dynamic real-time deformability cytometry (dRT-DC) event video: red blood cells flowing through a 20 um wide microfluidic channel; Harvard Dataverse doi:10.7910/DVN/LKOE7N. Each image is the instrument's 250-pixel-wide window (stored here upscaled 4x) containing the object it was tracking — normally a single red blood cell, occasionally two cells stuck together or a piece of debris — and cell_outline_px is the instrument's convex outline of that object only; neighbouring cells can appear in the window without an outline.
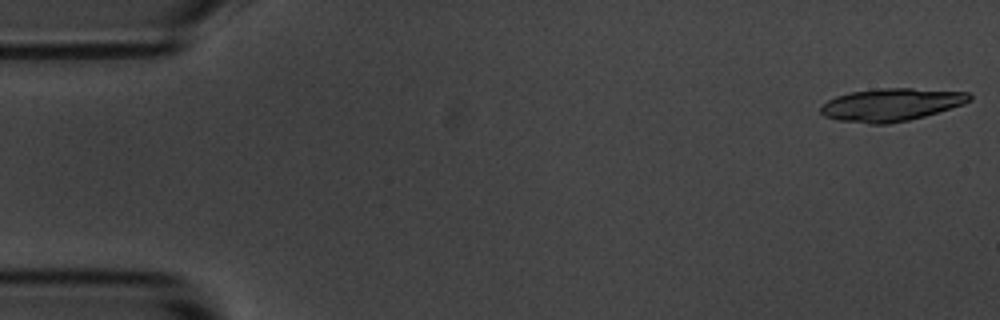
{"species": "common noctule bat (a hibernating species)", "species_latin": "Nyctalus noctula", "temperature_condition": "room temperature", "stored_images_in_passage": 11, "camera_frame_rate_fps": 3000, "um_per_image_px": 0.085, "animal": {"sex": "male", "body_mass_g": 20.1, "forearm_length_mm": 53.5}, "frame": {"image": 1, "passage_image": 1, "time_ms": 0.0, "image_size_px": [1000, 320], "cell_outline_px": [[972, 100], [964, 104], [924, 116], [908, 120], [888, 124], [868, 124], [836, 120], [824, 116], [820, 112], [820, 104], [836, 96], [848, 92], [880, 88], [912, 88], [968, 92], [972, 96]], "centroid_in_image_um": [75.72, 8.9], "position_along_channel_um": 9.3, "area_um2": 28.61}}
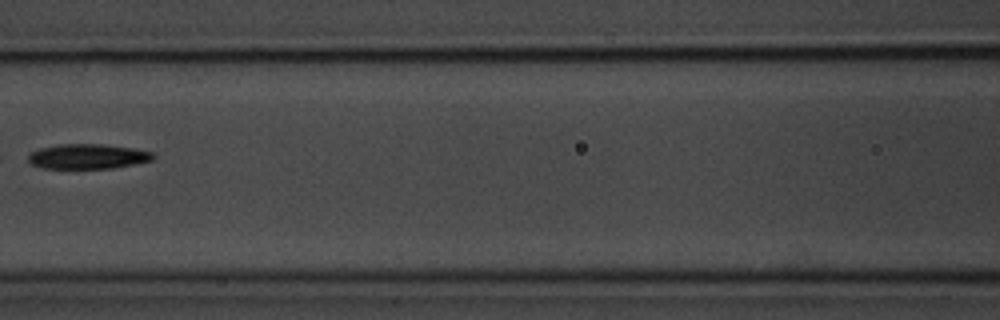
{"frame": {"image": 2, "passage_image": 7, "time_ms": 7.667, "image_size_px": [1000, 320], "cell_outline_px": [[156, 156], [152, 160], [112, 168], [44, 168], [32, 164], [28, 160], [28, 156], [32, 152], [40, 148], [60, 144], [100, 144], [132, 148], [152, 152]], "centroid_in_image_um": [7.46, 13.29], "position_along_channel_um": 159.1, "area_um2": 17.86}}
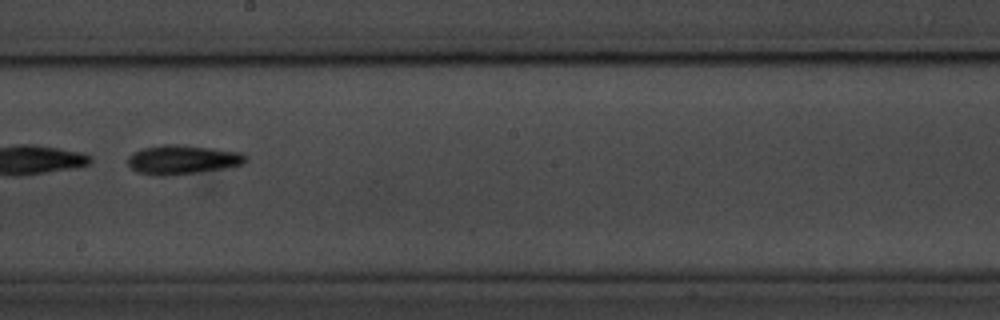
{"frame": {"image": 3, "passage_image": 9, "time_ms": 9.667, "image_size_px": [1000, 320], "cell_outline_px": [[248, 160], [244, 164], [224, 168], [168, 176], [156, 176], [136, 172], [128, 164], [128, 156], [132, 152], [144, 148], [164, 144], [180, 144], [212, 148], [240, 152], [248, 156]], "centroid_in_image_um": [15.51, 13.57], "position_along_channel_um": 232.7, "area_um2": 20.17}}